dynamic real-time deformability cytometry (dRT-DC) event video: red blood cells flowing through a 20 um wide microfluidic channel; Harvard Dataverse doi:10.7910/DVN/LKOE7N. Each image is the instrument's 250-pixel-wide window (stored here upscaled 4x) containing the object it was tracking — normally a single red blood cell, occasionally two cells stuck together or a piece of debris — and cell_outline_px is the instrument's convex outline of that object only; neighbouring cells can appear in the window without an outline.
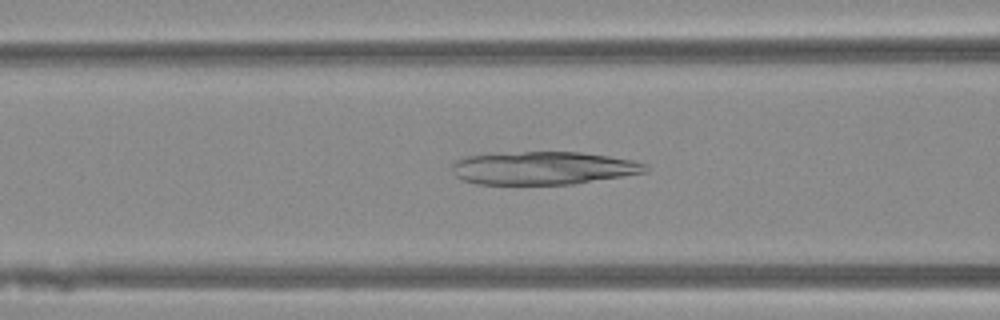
{"species": "Egyptian fruit bat (a non-hibernating species)", "species_latin": "Rousettus aegyptiacus", "temperature_condition": "warm", "stored_images_in_passage": 45, "camera_frame_rate_fps": 3000, "um_per_image_px": 0.085, "animal": {"sex": "female"}, "frame": {"image": 1, "passage_image": 15, "time_ms": 4.667, "image_size_px": [1000, 320], "cell_outline_px": [[648, 172], [572, 184], [476, 184], [460, 180], [452, 172], [452, 164], [456, 160], [464, 156], [524, 152], [580, 152], [608, 156], [632, 160], [648, 164]], "centroid_in_image_um": [46.16, 14.29], "position_along_channel_um": 120.4, "area_um2": 37.22}}
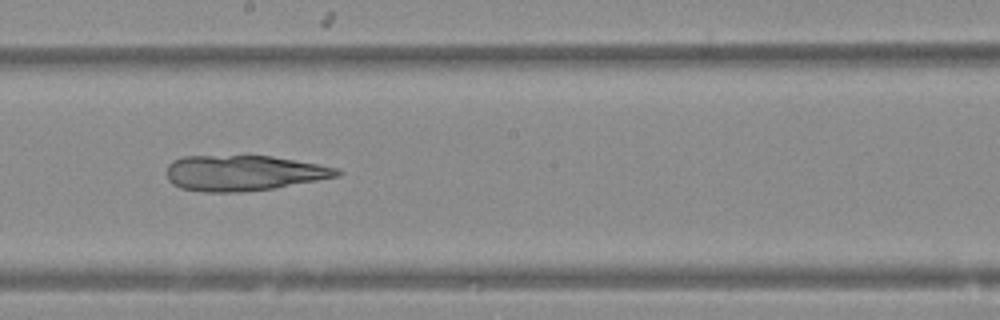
{"frame": {"image": 2, "passage_image": 23, "time_ms": 7.333, "image_size_px": [1000, 320], "cell_outline_px": [[344, 172], [340, 176], [272, 188], [240, 192], [204, 192], [180, 188], [172, 184], [168, 180], [168, 164], [172, 160], [184, 156], [272, 156], [316, 164], [336, 168]], "centroid_in_image_um": [20.67, 14.7], "position_along_channel_um": 227.5, "area_um2": 35.03}}
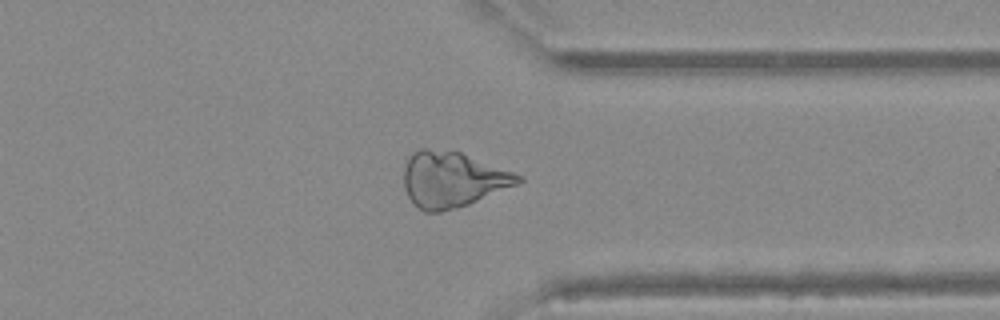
{"frame": {"image": 3, "passage_image": 34, "time_ms": 11.0, "image_size_px": [1000, 320], "cell_outline_px": [[524, 180], [520, 184], [468, 204], [456, 208], [440, 212], [424, 212], [408, 196], [404, 188], [404, 168], [408, 156], [412, 152], [420, 148], [428, 148], [460, 152], [524, 176]], "centroid_in_image_um": [38.47, 15.24], "position_along_channel_um": 372.9, "area_um2": 37.05}}